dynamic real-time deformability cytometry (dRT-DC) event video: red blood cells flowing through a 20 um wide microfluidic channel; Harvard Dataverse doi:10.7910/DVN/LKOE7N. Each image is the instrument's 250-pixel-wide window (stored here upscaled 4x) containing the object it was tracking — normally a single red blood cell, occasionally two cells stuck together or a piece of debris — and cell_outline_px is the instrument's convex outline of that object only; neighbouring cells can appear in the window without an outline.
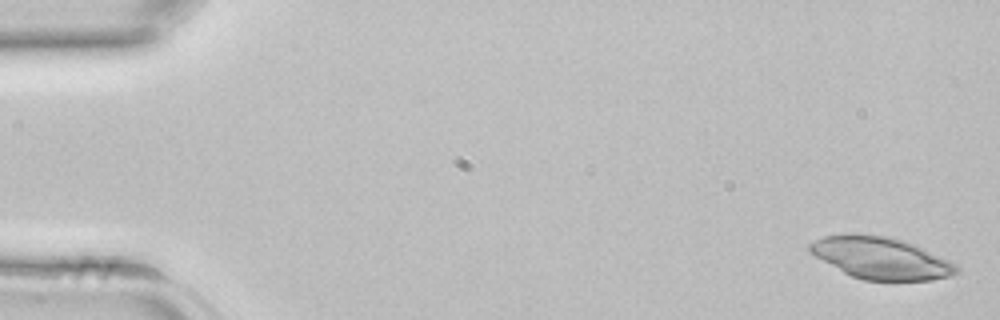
{"species": "common noctule bat (a hibernating species)", "species_latin": "Nyctalus noctula", "temperature_condition": "room temperature", "stored_images_in_passage": 42, "camera_frame_rate_fps": 3000, "um_per_image_px": 0.085, "animal": {"sex": "female", "body_mass_g": 22.7, "forearm_length_mm": 54.2}, "frame": {"image": 1, "passage_image": 1, "time_ms": 0.0, "image_size_px": [1000, 320], "cell_outline_px": [[960, 268], [952, 276], [932, 280], [864, 280], [852, 276], [844, 272], [808, 252], [808, 244], [824, 236], [848, 232], [852, 232], [888, 236], [904, 240], [948, 260], [956, 264]], "centroid_in_image_um": [74.85, 21.91], "position_along_channel_um": 10.2, "area_um2": 35.84}}